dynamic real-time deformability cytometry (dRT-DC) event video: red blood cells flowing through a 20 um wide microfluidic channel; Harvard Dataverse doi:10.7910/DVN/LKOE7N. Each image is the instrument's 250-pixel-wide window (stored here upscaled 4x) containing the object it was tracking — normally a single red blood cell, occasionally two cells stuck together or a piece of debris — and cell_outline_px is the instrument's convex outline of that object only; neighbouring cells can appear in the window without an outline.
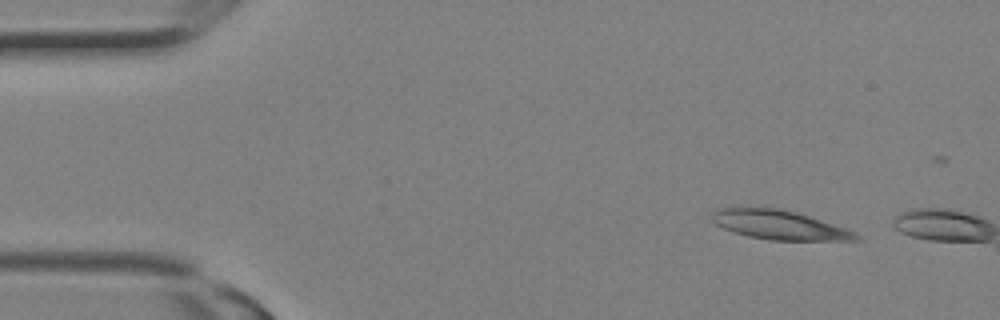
{"species": "Egyptian fruit bat (a non-hibernating species)", "species_latin": "Rousettus aegyptiacus", "temperature_condition": "room temperature", "stored_images_in_passage": 3, "camera_frame_rate_fps": 3000, "um_per_image_px": 0.085, "animal": {"sex": "female"}, "frame": {"image": 1, "passage_image": 1, "time_ms": 0.0, "image_size_px": [1000, 320], "cell_outline_px": [[860, 240], [772, 240], [748, 236], [724, 228], [708, 220], [708, 216], [712, 212], [720, 208], [748, 204], [776, 208], [796, 212], [856, 232], [860, 236]], "centroid_in_image_um": [66.1, 19.07], "position_along_channel_um": 18.9, "area_um2": 24.97}}